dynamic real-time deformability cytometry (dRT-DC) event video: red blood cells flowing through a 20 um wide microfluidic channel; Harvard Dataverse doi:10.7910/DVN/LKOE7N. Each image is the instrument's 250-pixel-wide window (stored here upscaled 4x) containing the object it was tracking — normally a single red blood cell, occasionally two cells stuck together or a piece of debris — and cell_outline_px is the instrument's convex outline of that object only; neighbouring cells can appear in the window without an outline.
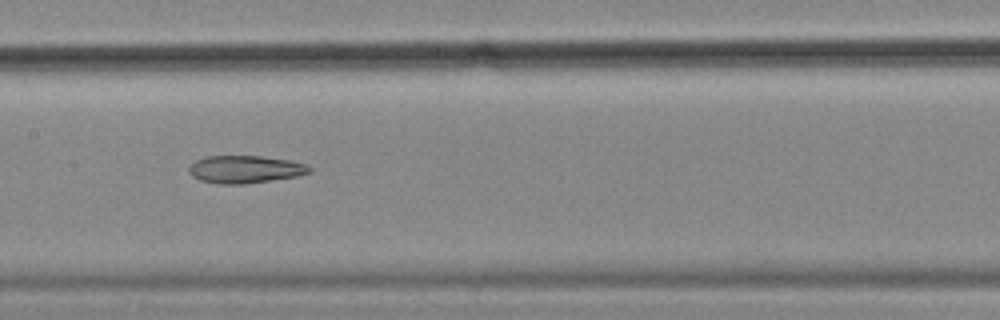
{"species": "common noctule bat (a hibernating species)", "species_latin": "Nyctalus noctula", "temperature_condition": "cold", "stored_images_in_passage": 42, "camera_frame_rate_fps": 3000, "um_per_image_px": 0.085, "animal": {"sex": "female", "body_mass_g": 18.4}, "frame": {"image": 1, "passage_image": 13, "time_ms": 4.0, "image_size_px": [1000, 320], "cell_outline_px": [[312, 172], [296, 176], [244, 184], [216, 184], [200, 180], [192, 176], [188, 172], [188, 168], [196, 160], [208, 156], [260, 156], [292, 160], [308, 164], [312, 168]], "centroid_in_image_um": [20.85, 14.39], "position_along_channel_um": 186.5, "area_um2": 19.48}, "authors_computed_cell_mechanics": {"area_um2": 21.097, "velocity_mm_per_s": 3.5497, "shape_relaxation_time_tau1_ms": null, "shape_relaxation_time_tau2_ms": 7.6218, "deformation_change_tau1": null, "deformation_change_tau2": 0.1949}}